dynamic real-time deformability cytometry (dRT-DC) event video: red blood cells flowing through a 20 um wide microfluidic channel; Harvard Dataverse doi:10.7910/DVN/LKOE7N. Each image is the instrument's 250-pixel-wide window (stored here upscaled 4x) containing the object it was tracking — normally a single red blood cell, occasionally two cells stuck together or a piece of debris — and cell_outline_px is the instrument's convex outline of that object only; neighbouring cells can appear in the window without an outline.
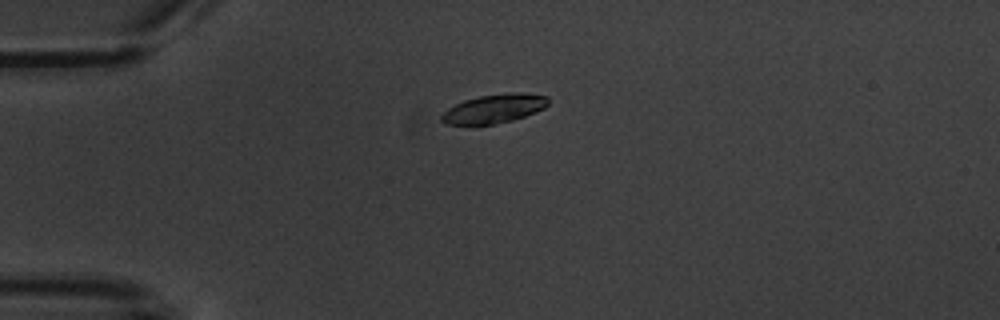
{"species": "common noctule bat (a hibernating species)", "species_latin": "Nyctalus noctula", "temperature_condition": "warm", "stored_images_in_passage": 2, "camera_frame_rate_fps": 3000, "um_per_image_px": 0.085, "animal": {"sex": "male", "body_mass_g": 20.1, "forearm_length_mm": 53.5}, "frame": {"image": 1, "passage_image": 1, "time_ms": 0.0, "image_size_px": [1000, 320], "cell_outline_px": [[548, 104], [544, 108], [536, 112], [512, 120], [492, 124], [444, 124], [440, 120], [440, 116], [448, 108], [464, 100], [480, 96], [508, 92], [520, 92], [548, 96]], "centroid_in_image_um": [42.0, 9.22], "position_along_channel_um": 43.0, "area_um2": 17.86}}